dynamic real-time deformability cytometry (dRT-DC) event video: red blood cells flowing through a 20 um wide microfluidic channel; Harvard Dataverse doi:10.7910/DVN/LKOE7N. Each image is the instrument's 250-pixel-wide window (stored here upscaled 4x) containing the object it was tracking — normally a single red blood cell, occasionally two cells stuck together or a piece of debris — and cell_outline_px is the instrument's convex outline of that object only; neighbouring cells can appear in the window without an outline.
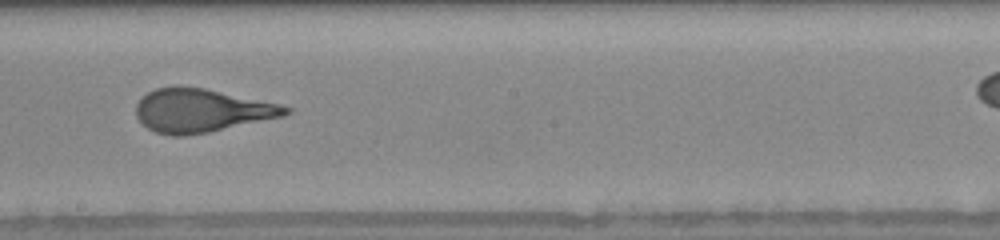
{"species": "human", "species_latin": "Homo sapiens", "temperature_condition": "warm", "stored_images_in_passage": 57, "camera_frame_rate_fps": 3000, "um_per_image_px": 0.085, "donor": {"sex": "female"}, "frame": {"image": 1, "passage_image": 20, "time_ms": 4.0, "image_size_px": [1000, 240], "cell_outline_px": [[292, 112], [284, 116], [208, 132], [184, 136], [172, 136], [156, 132], [148, 128], [136, 116], [136, 104], [148, 92], [156, 88], [180, 84], [204, 88], [280, 104], [292, 108]], "centroid_in_image_um": [17.12, 9.38], "position_along_channel_um": 231.1, "area_um2": 37.86}}
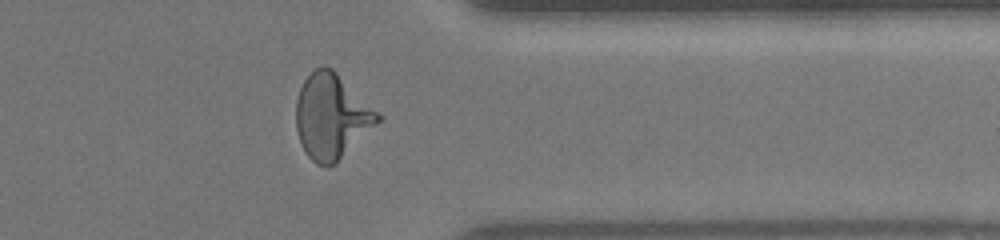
{"frame": {"image": 2, "passage_image": 46, "time_ms": 8.0, "image_size_px": [1000, 240], "cell_outline_px": [[384, 120], [336, 164], [328, 168], [316, 164], [308, 156], [300, 144], [296, 128], [296, 100], [300, 88], [304, 80], [316, 68], [332, 68], [380, 112], [384, 116]], "centroid_in_image_um": [28.24, 9.95], "position_along_channel_um": 383.2, "area_um2": 41.15}}